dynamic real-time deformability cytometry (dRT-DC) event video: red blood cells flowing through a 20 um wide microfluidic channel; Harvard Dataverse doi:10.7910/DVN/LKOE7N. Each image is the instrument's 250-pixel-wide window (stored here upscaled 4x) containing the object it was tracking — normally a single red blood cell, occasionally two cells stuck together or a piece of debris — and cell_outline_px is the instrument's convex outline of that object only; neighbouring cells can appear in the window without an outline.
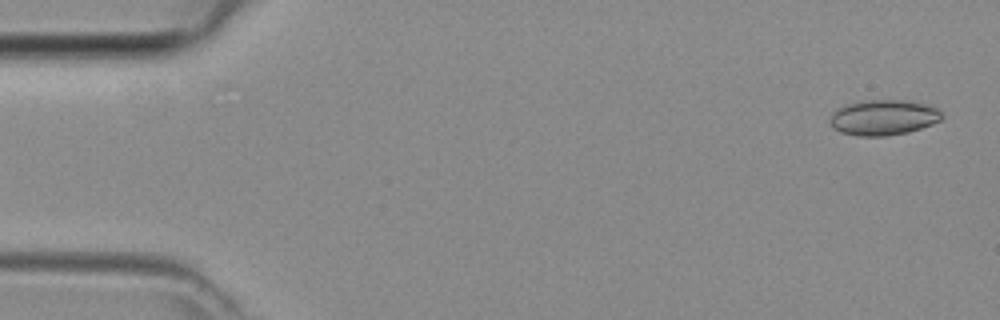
{"species": "common noctule bat (a hibernating species)", "species_latin": "Nyctalus noctula", "temperature_condition": "room temperature", "stored_images_in_passage": 46, "camera_frame_rate_fps": 3000, "um_per_image_px": 0.085, "animal": {"sex": "female", "body_mass_g": 29.2, "forearm_length_mm": 56.3}, "frame": {"image": 1, "passage_image": 2, "time_ms": 0.333, "image_size_px": [1000, 320], "cell_outline_px": [[944, 116], [940, 120], [932, 124], [908, 132], [884, 136], [856, 136], [840, 132], [832, 128], [828, 120], [832, 112], [836, 108], [844, 104], [860, 100], [912, 100], [936, 108]], "centroid_in_image_um": [75.02, 9.97], "position_along_channel_um": 10.0, "area_um2": 23.47}}
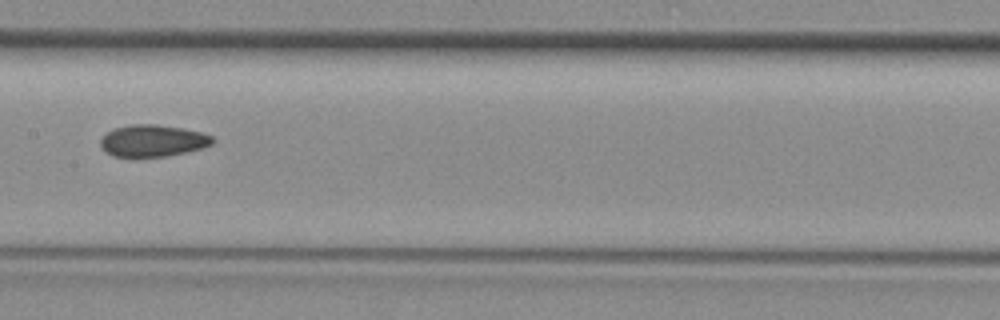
{"frame": {"image": 2, "passage_image": 23, "time_ms": 7.333, "image_size_px": [1000, 320], "cell_outline_px": [[216, 140], [212, 144], [200, 148], [184, 152], [164, 156], [112, 156], [100, 144], [100, 140], [112, 128], [132, 124], [156, 124], [184, 128], [200, 132], [212, 136]], "centroid_in_image_um": [13.0, 11.94], "position_along_channel_um": 194.4, "area_um2": 20.52}}
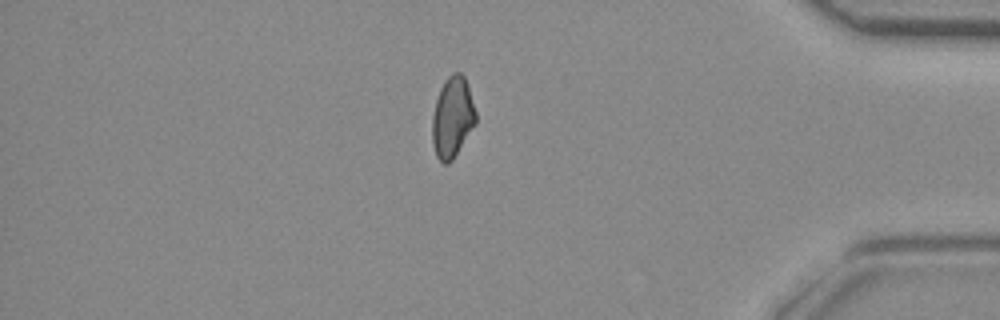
{"frame": {"image": 3, "passage_image": 39, "time_ms": 12.667, "image_size_px": [1000, 320], "cell_outline_px": [[476, 124], [452, 160], [448, 164], [444, 164], [436, 156], [432, 144], [432, 116], [436, 100], [440, 88], [444, 80], [452, 72], [460, 72], [464, 76], [468, 84], [476, 112]], "centroid_in_image_um": [38.45, 9.96], "position_along_channel_um": 396.7, "area_um2": 20.69}}